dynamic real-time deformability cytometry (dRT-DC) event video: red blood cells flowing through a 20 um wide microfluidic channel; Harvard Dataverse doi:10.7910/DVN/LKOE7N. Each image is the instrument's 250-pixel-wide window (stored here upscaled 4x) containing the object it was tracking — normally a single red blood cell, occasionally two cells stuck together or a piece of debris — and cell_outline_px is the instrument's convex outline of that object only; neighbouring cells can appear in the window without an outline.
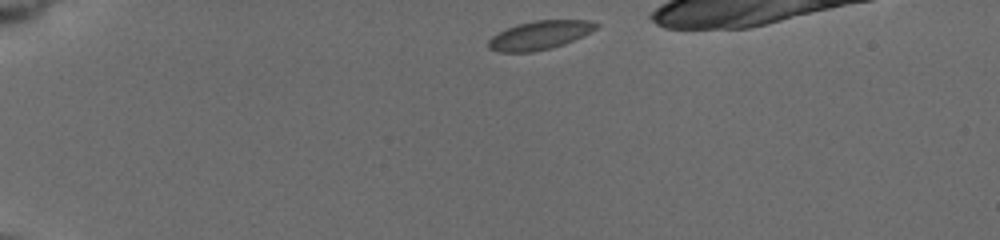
{"species": "common noctule bat (a hibernating species)", "species_latin": "Nyctalus noctula", "temperature_condition": "cold", "stored_images_in_passage": 18, "camera_frame_rate_fps": 3000, "um_per_image_px": 0.085, "animal": {"sex": "female", "body_mass_g": 19.5, "forearm_length_mm": 54.1}, "frame": {"image": 1, "passage_image": 1, "time_ms": 0.0, "image_size_px": [1000, 240], "cell_outline_px": [[600, 24], [596, 28], [584, 36], [564, 44], [532, 52], [500, 52], [488, 48], [488, 40], [492, 36], [516, 24], [536, 20], [588, 20]], "centroid_in_image_um": [45.88, 2.98], "position_along_channel_um": 39.1, "area_um2": 17.86}}
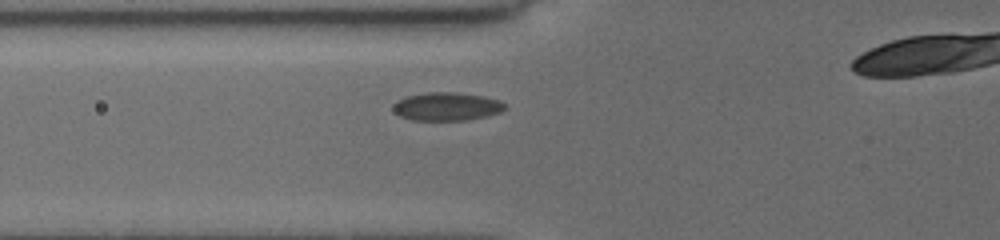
{"frame": {"image": 2, "passage_image": 16, "time_ms": 3.0, "image_size_px": [1000, 240], "cell_outline_px": [[504, 108], [500, 112], [468, 120], [412, 120], [400, 116], [392, 108], [404, 96], [424, 92], [452, 92], [484, 96], [500, 100], [504, 104]], "centroid_in_image_um": [37.96, 9.04], "position_along_channel_um": 87.8, "area_um2": 18.21}}